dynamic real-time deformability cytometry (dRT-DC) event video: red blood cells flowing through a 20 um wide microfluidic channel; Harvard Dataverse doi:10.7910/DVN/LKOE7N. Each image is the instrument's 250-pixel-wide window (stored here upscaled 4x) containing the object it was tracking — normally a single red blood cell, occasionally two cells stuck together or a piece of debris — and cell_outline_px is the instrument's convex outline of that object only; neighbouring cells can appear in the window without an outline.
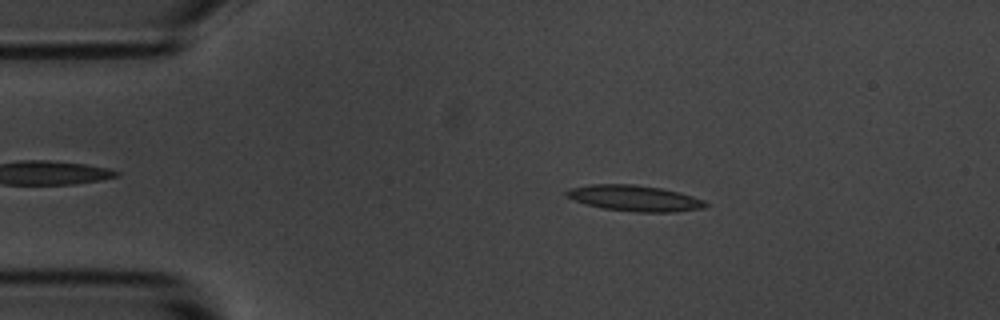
{"species": "common noctule bat (a hibernating species)", "species_latin": "Nyctalus noctula", "temperature_condition": "room temperature", "stored_images_in_passage": 47, "camera_frame_rate_fps": 3000, "um_per_image_px": 0.085, "animal": {"sex": "male", "body_mass_g": 20.1, "forearm_length_mm": 53.5}, "frame": {"image": 1, "passage_image": 9, "time_ms": 2.667, "image_size_px": [1000, 320], "cell_outline_px": [[708, 204], [704, 208], [676, 212], [636, 212], [604, 208], [588, 204], [564, 196], [564, 192], [572, 188], [588, 184], [632, 184], [660, 188], [680, 192], [704, 200]], "centroid_in_image_um": [53.96, 16.84], "position_along_channel_um": 31.0, "area_um2": 20.87}}
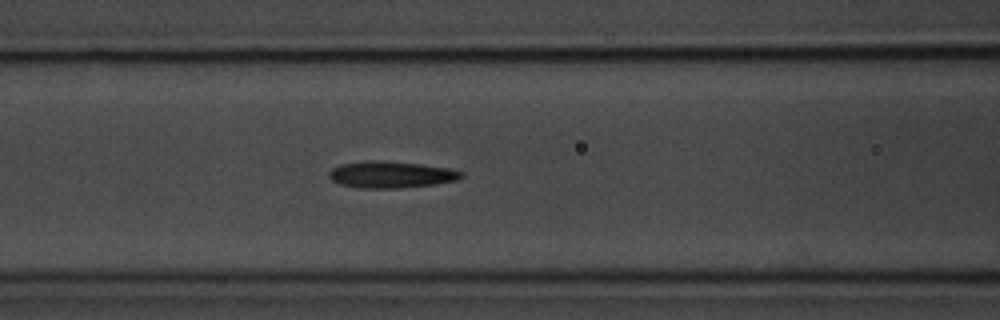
{"frame": {"image": 2, "passage_image": 21, "time_ms": 6.667, "image_size_px": [1000, 320], "cell_outline_px": [[464, 176], [456, 180], [436, 184], [400, 188], [360, 188], [340, 184], [332, 180], [328, 176], [328, 172], [332, 168], [340, 164], [372, 160], [376, 160], [420, 164], [448, 168], [464, 172]], "centroid_in_image_um": [33.23, 14.84], "position_along_channel_um": 133.4, "area_um2": 20.52}}
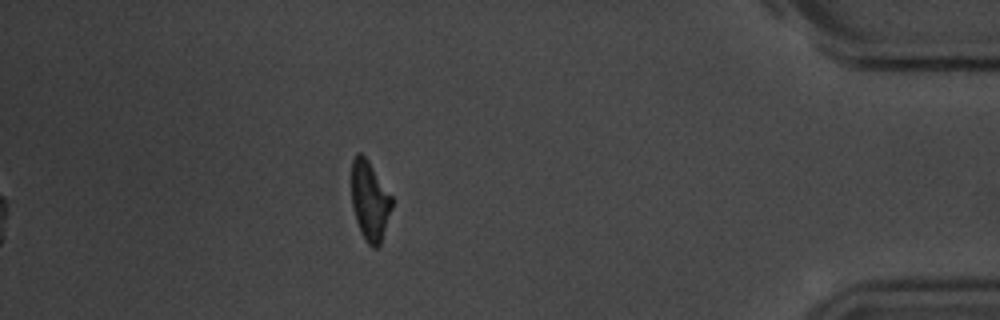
{"frame": {"image": 3, "passage_image": 47, "time_ms": 15.333, "image_size_px": [1000, 320], "cell_outline_px": [[392, 208], [380, 244], [376, 248], [372, 248], [364, 240], [360, 232], [352, 208], [352, 160], [356, 152], [360, 152], [368, 160], [392, 196]], "centroid_in_image_um": [31.42, 17.08], "position_along_channel_um": 403.8, "area_um2": 18.73}, "authors_computed_cell_mechanics": {"area_um2": 19.7676, "velocity_mm_per_s": 3.6582, "shape_relaxation_time_tau1_ms": 5.0519, "shape_relaxation_time_tau2_ms": null, "deformation_change_tau1": 0.1414, "deformation_change_tau2": null}}